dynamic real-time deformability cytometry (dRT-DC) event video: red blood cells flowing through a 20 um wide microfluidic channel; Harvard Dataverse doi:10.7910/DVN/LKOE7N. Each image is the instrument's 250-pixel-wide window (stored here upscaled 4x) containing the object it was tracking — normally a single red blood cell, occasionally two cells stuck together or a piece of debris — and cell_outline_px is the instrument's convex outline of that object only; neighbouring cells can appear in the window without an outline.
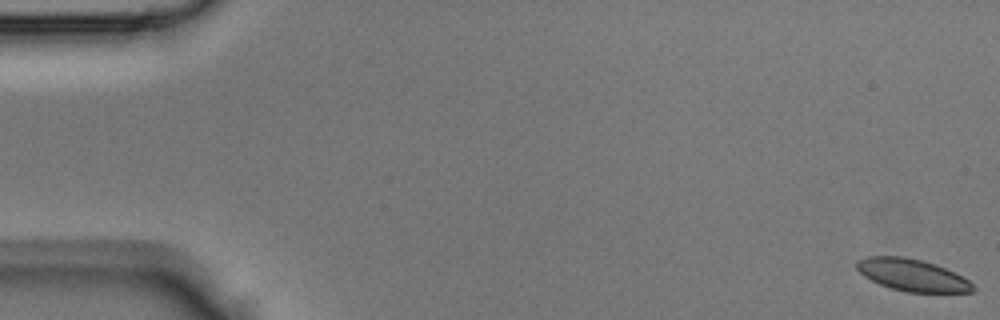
{"species": "Egyptian fruit bat (a non-hibernating species)", "species_latin": "Rousettus aegyptiacus", "temperature_condition": "room temperature", "stored_images_in_passage": 13, "camera_frame_rate_fps": 3000, "um_per_image_px": 0.085, "animal": {"sex": "male"}, "frame": {"image": 1, "passage_image": 1, "time_ms": 0.0, "image_size_px": [1000, 320], "cell_outline_px": [[976, 288], [972, 292], [908, 292], [892, 288], [880, 284], [864, 276], [856, 268], [856, 260], [868, 256], [904, 256], [920, 260], [944, 268], [968, 280]], "centroid_in_image_um": [77.5, 23.37], "position_along_channel_um": 7.5, "area_um2": 21.33}}